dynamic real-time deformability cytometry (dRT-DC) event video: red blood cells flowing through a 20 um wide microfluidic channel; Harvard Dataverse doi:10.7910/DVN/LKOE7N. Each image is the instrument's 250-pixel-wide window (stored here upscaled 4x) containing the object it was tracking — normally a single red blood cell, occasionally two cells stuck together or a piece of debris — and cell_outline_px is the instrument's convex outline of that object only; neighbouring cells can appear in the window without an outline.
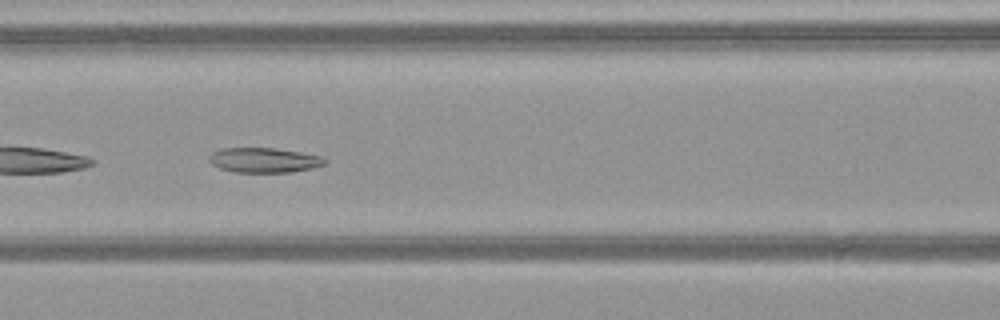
{"species": "common noctule bat (a hibernating species)", "species_latin": "Nyctalus noctula", "temperature_condition": "warm", "stored_images_in_passage": 50, "camera_frame_rate_fps": 3000, "um_per_image_px": 0.085, "animal": {"sex": "female", "body_mass_g": 21.9}, "frame": {"image": 1, "passage_image": 23, "time_ms": 7.333, "image_size_px": [1000, 320], "cell_outline_px": [[328, 160], [324, 164], [312, 168], [292, 172], [236, 172], [220, 168], [212, 164], [208, 160], [208, 156], [212, 152], [220, 148], [276, 148], [324, 156]], "centroid_in_image_um": [22.45, 13.6], "position_along_channel_um": 144.1, "area_um2": 16.88}}
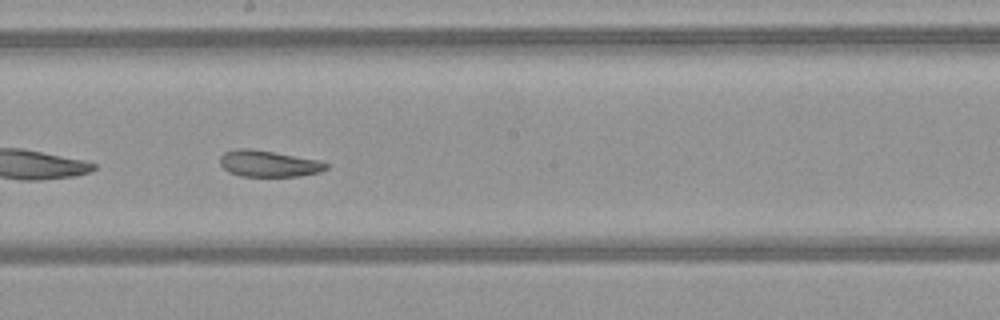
{"frame": {"image": 2, "passage_image": 29, "time_ms": 9.333, "image_size_px": [1000, 320], "cell_outline_px": [[328, 168], [320, 172], [300, 176], [240, 176], [228, 172], [220, 164], [220, 156], [224, 152], [236, 148], [252, 148], [320, 160], [328, 164]], "centroid_in_image_um": [22.82, 13.9], "position_along_channel_um": 225.4, "area_um2": 16.47}}
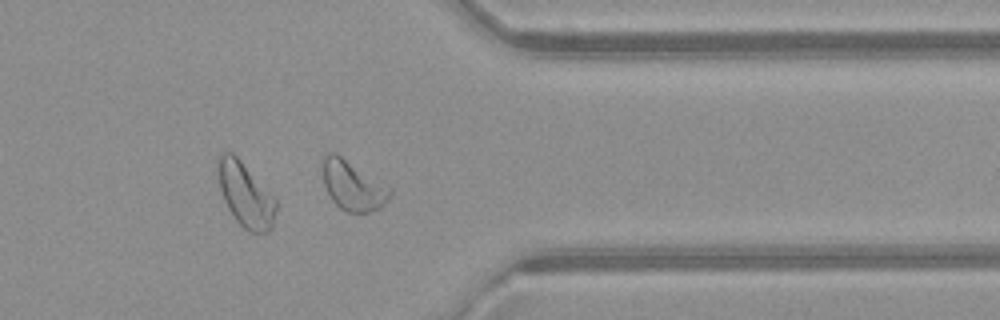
{"frame": {"image": 3, "passage_image": 41, "time_ms": 13.333, "image_size_px": [1000, 320], "cell_outline_px": [[392, 192], [388, 200], [380, 208], [368, 212], [344, 212], [332, 200], [324, 184], [320, 160], [324, 152], [336, 152], [392, 188]], "centroid_in_image_um": [29.95, 15.73], "position_along_channel_um": 381.4, "area_um2": 19.88}, "authors_computed_cell_mechanics": {"area_um2": 21.0103, "velocity_mm_per_s": 4.0711, "shape_relaxation_time_tau1_ms": 10.5269, "shape_relaxation_time_tau2_ms": 3.5016, "deformation_change_tau1": 0.1717, "deformation_change_tau2": 0.0954}}